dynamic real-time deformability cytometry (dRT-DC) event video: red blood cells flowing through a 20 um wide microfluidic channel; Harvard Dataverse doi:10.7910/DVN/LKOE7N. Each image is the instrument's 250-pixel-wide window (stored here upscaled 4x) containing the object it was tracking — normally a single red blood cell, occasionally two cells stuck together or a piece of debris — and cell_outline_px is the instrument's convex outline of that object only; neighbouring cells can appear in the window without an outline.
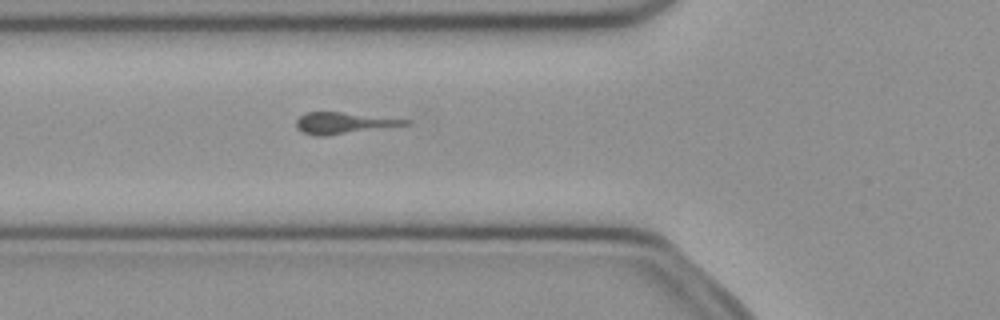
{"species": "common noctule bat (a hibernating species)", "species_latin": "Nyctalus noctula", "temperature_condition": "cold", "stored_images_in_passage": 48, "camera_frame_rate_fps": 3000, "um_per_image_px": 0.085, "animal": {"sex": "female", "body_mass_g": 21.9}, "frame": {"image": 1, "passage_image": 15, "time_ms": 4.667, "image_size_px": [1000, 320], "cell_outline_px": [[412, 120], [408, 124], [324, 136], [316, 136], [304, 132], [296, 128], [296, 120], [300, 116], [308, 112], [340, 112]], "centroid_in_image_um": [29.15, 10.45], "position_along_channel_um": 96.6, "area_um2": 13.18}}
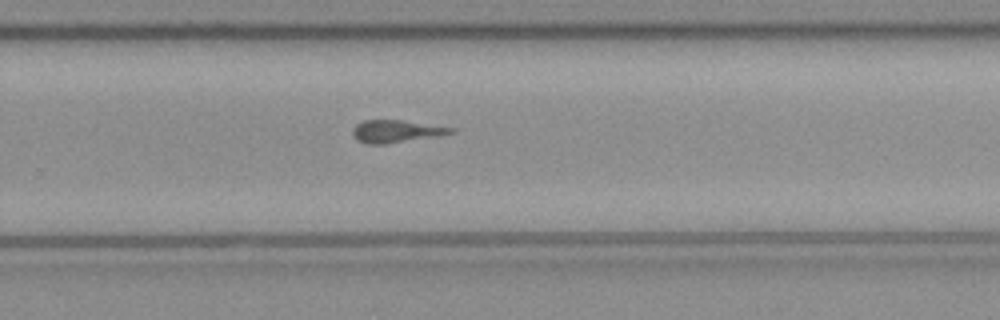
{"frame": {"image": 2, "passage_image": 30, "time_ms": 9.667, "image_size_px": [1000, 320], "cell_outline_px": [[456, 132], [440, 136], [384, 144], [364, 144], [356, 140], [352, 136], [352, 128], [356, 124], [364, 120], [400, 120], [456, 128]], "centroid_in_image_um": [33.65, 11.17], "position_along_channel_um": 296.1, "area_um2": 13.06}}
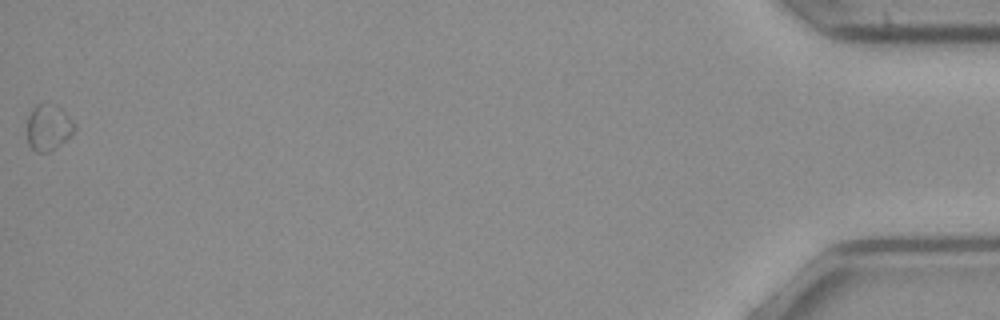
{"frame": {"image": 3, "passage_image": 48, "time_ms": 15.667, "image_size_px": [1000, 320], "cell_outline_px": [[76, 128], [56, 148], [48, 152], [36, 152], [28, 144], [28, 116], [32, 108], [36, 104], [56, 104], [76, 124]], "centroid_in_image_um": [4.1, 10.82], "position_along_channel_um": 431.1, "area_um2": 12.54}}